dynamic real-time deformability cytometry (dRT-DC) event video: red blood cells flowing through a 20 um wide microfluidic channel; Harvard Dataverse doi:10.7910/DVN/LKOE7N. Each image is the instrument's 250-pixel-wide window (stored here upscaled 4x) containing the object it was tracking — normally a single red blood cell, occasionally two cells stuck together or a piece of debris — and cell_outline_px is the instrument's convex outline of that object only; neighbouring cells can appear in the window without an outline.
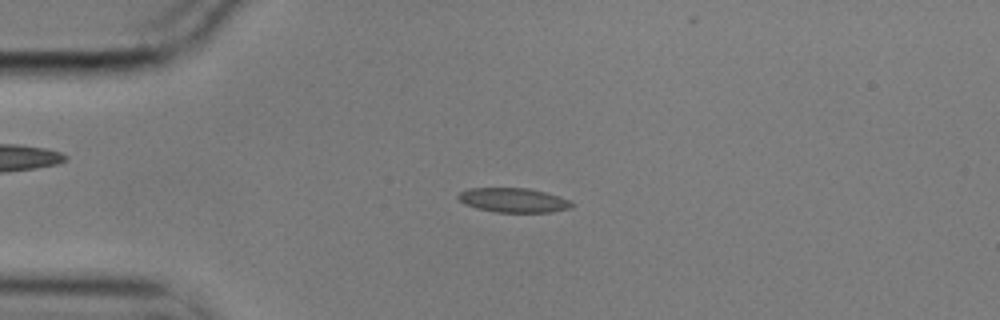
{"species": "common noctule bat (a hibernating species)", "species_latin": "Nyctalus noctula", "temperature_condition": "cold", "stored_images_in_passage": 3, "camera_frame_rate_fps": 3000, "um_per_image_px": 0.085, "animal": {"sex": "male", "body_mass_g": 17.9}, "frame": {"image": 1, "passage_image": 2, "time_ms": 0.333, "image_size_px": [1000, 320], "cell_outline_px": [[572, 208], [552, 212], [496, 212], [476, 208], [464, 204], [456, 196], [460, 192], [468, 188], [528, 188], [560, 196], [568, 200], [572, 204]], "centroid_in_image_um": [43.62, 17.01], "position_along_channel_um": 41.4, "area_um2": 16.13}}